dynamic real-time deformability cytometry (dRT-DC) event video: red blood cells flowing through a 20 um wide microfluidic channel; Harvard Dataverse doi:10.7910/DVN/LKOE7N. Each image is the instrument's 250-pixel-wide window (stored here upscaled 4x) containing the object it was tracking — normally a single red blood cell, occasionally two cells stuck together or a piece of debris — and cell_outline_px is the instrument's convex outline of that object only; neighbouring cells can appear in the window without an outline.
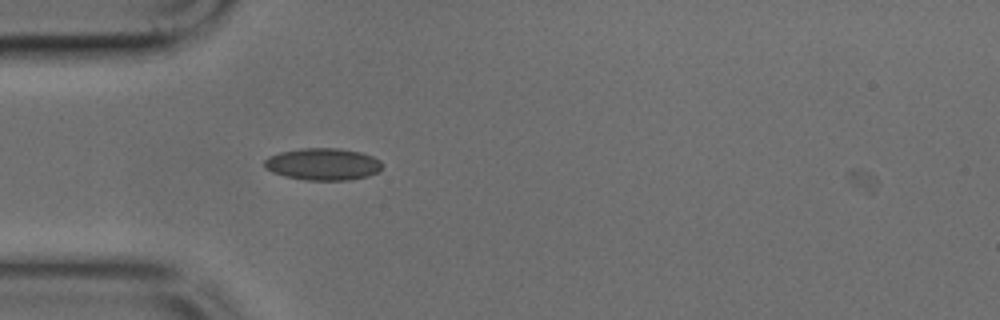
{"species": "common noctule bat (a hibernating species)", "species_latin": "Nyctalus noctula", "temperature_condition": "cold", "stored_images_in_passage": 35, "camera_frame_rate_fps": 3000, "um_per_image_px": 0.085, "animal": {"sex": "male", "body_mass_g": 17.9, "forearm_length_mm": 54.2}, "frame": {"image": 1, "passage_image": 6, "time_ms": 1.667, "image_size_px": [1000, 320], "cell_outline_px": [[380, 168], [372, 172], [360, 176], [332, 180], [320, 180], [292, 176], [276, 172], [268, 168], [264, 164], [272, 156], [288, 152], [352, 152], [368, 156], [376, 160], [380, 164]], "centroid_in_image_um": [27.43, 14.02], "position_along_channel_um": 57.6, "area_um2": 18.32}}